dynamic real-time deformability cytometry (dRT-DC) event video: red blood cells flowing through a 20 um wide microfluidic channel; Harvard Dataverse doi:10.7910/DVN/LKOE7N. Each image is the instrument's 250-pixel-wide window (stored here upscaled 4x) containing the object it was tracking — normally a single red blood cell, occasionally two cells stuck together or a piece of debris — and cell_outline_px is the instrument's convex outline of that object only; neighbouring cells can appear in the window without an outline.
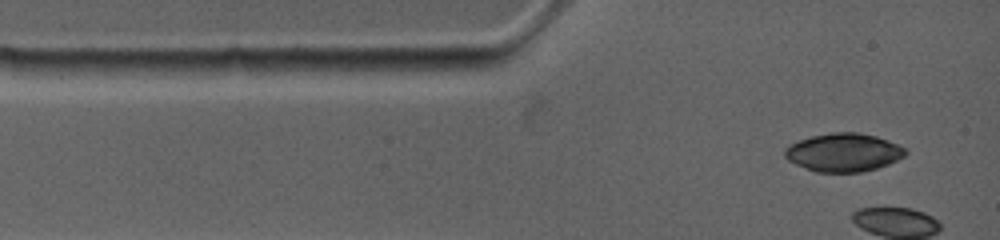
{"species": "common noctule bat (a hibernating species)", "species_latin": "Nyctalus noctula", "temperature_condition": "warm", "stored_images_in_passage": 8, "camera_frame_rate_fps": 4500, "um_per_image_px": 0.085, "animal": {"sex": "female", "body_mass_g": 19.0, "forearm_length_mm": 53.3}, "frame": {"image": 1, "passage_image": 1, "time_ms": 0.0, "image_size_px": [1000, 240], "cell_outline_px": [[908, 152], [904, 156], [888, 164], [876, 168], [860, 172], [816, 172], [796, 164], [788, 160], [784, 156], [784, 148], [788, 144], [812, 136], [832, 132], [856, 132], [876, 136], [888, 140], [904, 148]], "centroid_in_image_um": [71.67, 12.95], "position_along_channel_um": 13.3, "area_um2": 26.82}}
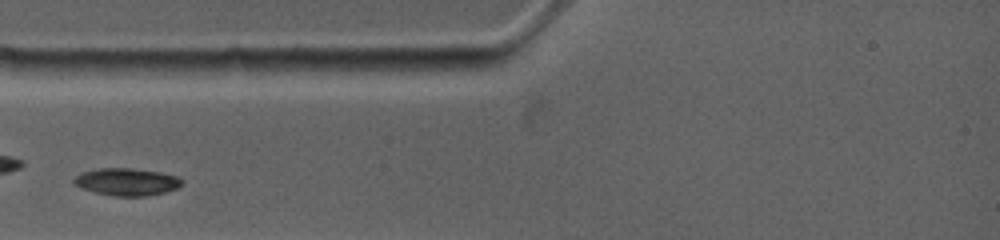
{"frame": {"image": 2, "passage_image": 4, "time_ms": 2.667, "image_size_px": [1000, 240], "cell_outline_px": [[184, 180], [176, 188], [164, 192], [148, 196], [112, 196], [96, 192], [84, 188], [76, 184], [72, 180], [80, 172], [96, 168], [132, 168], [160, 172], [176, 176]], "centroid_in_image_um": [10.77, 15.44], "position_along_channel_um": 74.2, "area_um2": 17.11}}
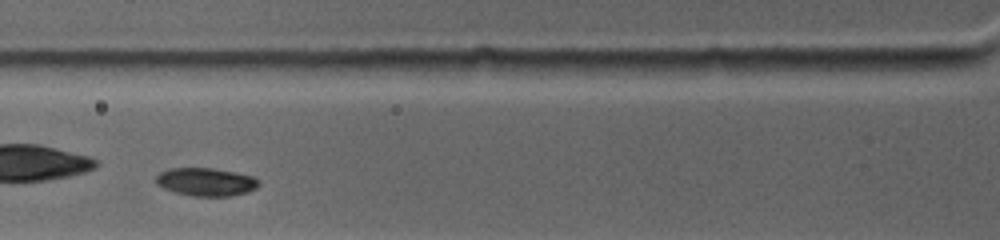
{"frame": {"image": 3, "passage_image": 6, "time_ms": 3.556, "image_size_px": [1000, 240], "cell_outline_px": [[260, 184], [256, 188], [248, 192], [232, 196], [192, 196], [176, 192], [164, 188], [156, 184], [156, 176], [160, 172], [168, 168], [212, 168], [256, 176], [260, 180]], "centroid_in_image_um": [17.55, 15.46], "position_along_channel_um": 108.3, "area_um2": 16.99}}